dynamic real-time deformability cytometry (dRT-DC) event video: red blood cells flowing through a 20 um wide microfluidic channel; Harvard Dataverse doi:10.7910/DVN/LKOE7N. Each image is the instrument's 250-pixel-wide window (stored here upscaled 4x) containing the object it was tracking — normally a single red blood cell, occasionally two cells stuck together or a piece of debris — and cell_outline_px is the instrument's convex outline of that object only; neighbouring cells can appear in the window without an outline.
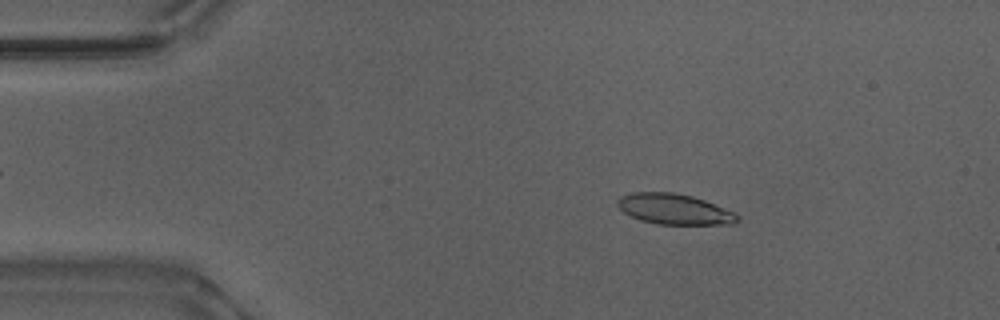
{"species": "Egyptian fruit bat (a non-hibernating species)", "species_latin": "Rousettus aegyptiacus", "temperature_condition": "warm", "stored_images_in_passage": 52, "camera_frame_rate_fps": 3000, "um_per_image_px": 0.085, "animal": {"sex": "male"}, "frame": {"image": 1, "passage_image": 8, "time_ms": 2.333, "image_size_px": [1000, 320], "cell_outline_px": [[740, 220], [732, 224], [656, 224], [640, 220], [624, 212], [616, 204], [616, 200], [620, 196], [632, 192], [672, 192], [692, 196], [704, 200], [736, 212]], "centroid_in_image_um": [57.31, 17.77], "position_along_channel_um": 27.7, "area_um2": 21.39}}
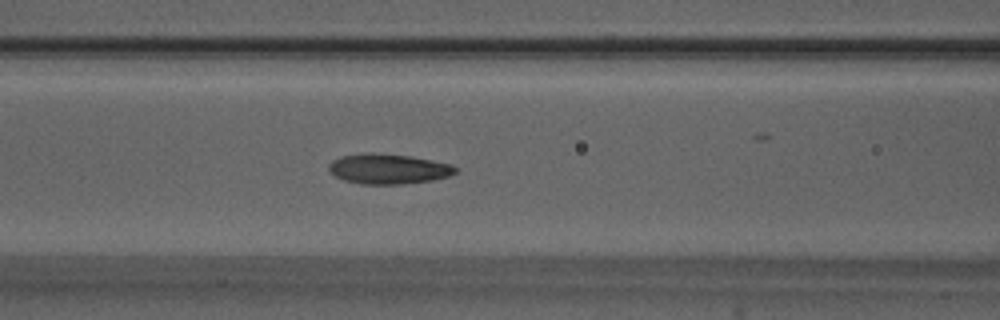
{"frame": {"image": 2, "passage_image": 21, "time_ms": 6.667, "image_size_px": [1000, 320], "cell_outline_px": [[456, 172], [448, 176], [432, 180], [404, 184], [360, 184], [344, 180], [336, 176], [328, 168], [328, 164], [332, 160], [340, 156], [372, 152], [412, 156], [448, 164], [456, 168]], "centroid_in_image_um": [32.96, 14.35], "position_along_channel_um": 133.6, "area_um2": 22.08}}
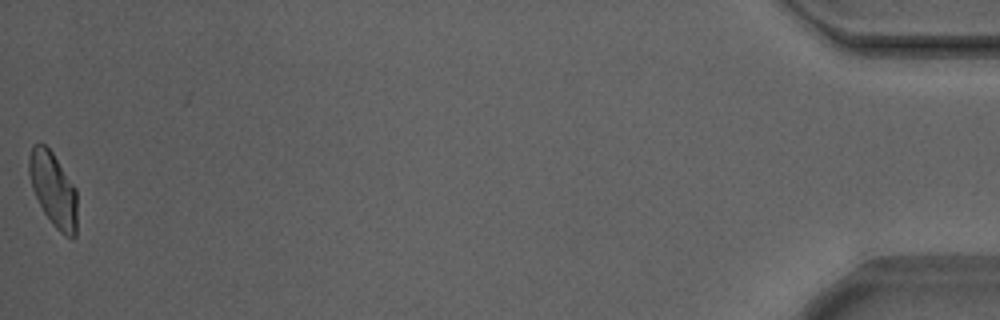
{"frame": {"image": 3, "passage_image": 52, "time_ms": 17.0, "image_size_px": [1000, 320], "cell_outline_px": [[76, 236], [72, 240], [64, 236], [52, 224], [44, 212], [32, 188], [28, 172], [28, 156], [32, 144], [44, 144], [52, 152], [76, 188]], "centroid_in_image_um": [4.52, 16.11], "position_along_channel_um": 430.7, "area_um2": 20.87}, "authors_computed_cell_mechanics": {"area_um2": 21.386, "velocity_mm_per_s": 3.8605, "shape_relaxation_time_tau1_ms": 3.644, "shape_relaxation_time_tau2_ms": 1.5951, "deformation_change_tau1": 0.1322, "deformation_change_tau2": 0.0722}}